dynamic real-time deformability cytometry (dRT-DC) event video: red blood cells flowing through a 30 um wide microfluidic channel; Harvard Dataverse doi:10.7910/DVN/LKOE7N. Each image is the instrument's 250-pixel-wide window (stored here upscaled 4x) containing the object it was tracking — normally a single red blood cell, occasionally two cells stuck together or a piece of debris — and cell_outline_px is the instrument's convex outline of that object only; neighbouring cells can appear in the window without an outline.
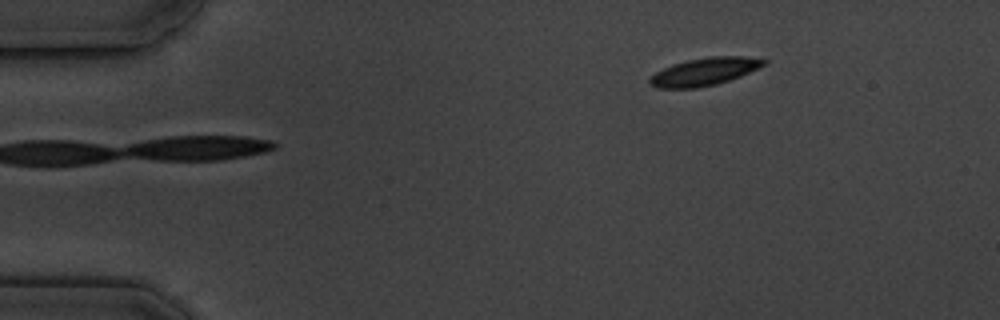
{"species": "common noctule bat (a hibernating species)", "species_latin": "Nyctalus noctula", "temperature_condition": "cold", "stored_images_in_passage": 5, "camera_frame_rate_fps": 3000, "um_per_image_px": 0.085, "animal": {"sex": "male", "body_mass_g": 19.5, "forearm_length_mm": 54.6}, "frame": {"image": 1, "passage_image": 5, "time_ms": 5.333, "image_size_px": [1000, 320], "cell_outline_px": [[768, 64], [740, 76], [716, 84], [696, 88], [656, 88], [648, 84], [648, 80], [656, 72], [672, 64], [688, 60], [708, 56], [744, 56], [768, 60]], "centroid_in_image_um": [59.88, 6.08], "position_along_channel_um": 25.1, "area_um2": 18.44}}